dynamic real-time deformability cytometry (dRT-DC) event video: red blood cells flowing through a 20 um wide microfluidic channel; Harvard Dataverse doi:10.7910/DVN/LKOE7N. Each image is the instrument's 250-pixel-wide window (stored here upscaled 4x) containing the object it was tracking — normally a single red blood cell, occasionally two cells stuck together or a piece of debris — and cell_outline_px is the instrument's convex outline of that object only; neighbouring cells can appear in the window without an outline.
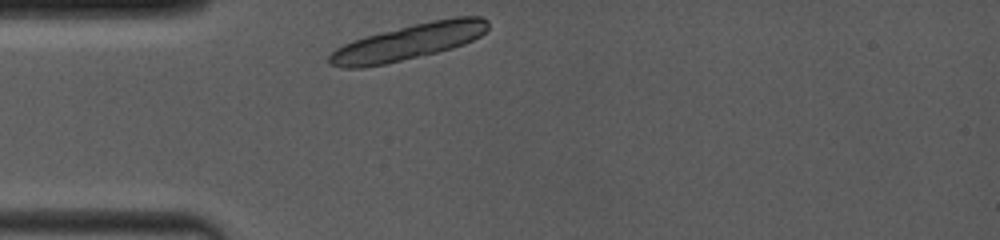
{"species": "common noctule bat (a hibernating species)", "species_latin": "Nyctalus noctula", "temperature_condition": "room temperature", "stored_images_in_passage": 1, "camera_frame_rate_fps": 4000, "um_per_image_px": 0.085, "animal": {"sex": "female", "body_mass_g": 19.0, "forearm_length_mm": 53.3}, "frame": {"image": 1, "passage_image": 1, "time_ms": 0.0, "image_size_px": [1000, 240], "cell_outline_px": [[488, 28], [480, 36], [464, 44], [452, 48], [436, 52], [384, 64], [360, 68], [344, 68], [328, 64], [328, 56], [336, 48], [352, 40], [412, 24], [432, 20], [456, 16], [480, 16], [488, 20]], "centroid_in_image_um": [34.72, 3.56], "position_along_channel_um": 50.3, "area_um2": 32.89}}